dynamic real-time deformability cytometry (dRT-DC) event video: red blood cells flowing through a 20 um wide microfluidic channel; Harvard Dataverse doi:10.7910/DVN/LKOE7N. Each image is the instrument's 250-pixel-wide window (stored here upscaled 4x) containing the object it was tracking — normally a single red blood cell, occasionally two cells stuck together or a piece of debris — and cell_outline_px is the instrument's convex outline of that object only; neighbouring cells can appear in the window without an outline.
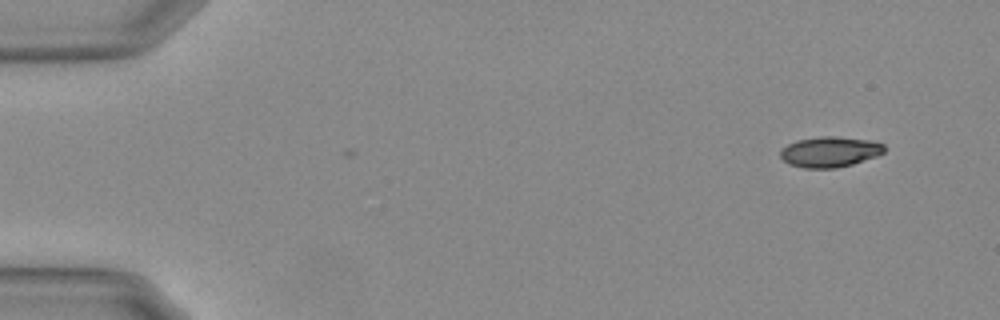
{"species": "Egyptian fruit bat (a non-hibernating species)", "species_latin": "Rousettus aegyptiacus", "temperature_condition": "warm", "stored_images_in_passage": 52, "camera_frame_rate_fps": 3000, "um_per_image_px": 0.085, "animal": {"sex": "female"}, "frame": {"image": 1, "passage_image": 1, "time_ms": 0.0, "image_size_px": [1000, 320], "cell_outline_px": [[884, 152], [876, 156], [852, 164], [836, 168], [804, 168], [788, 164], [780, 156], [780, 152], [788, 144], [800, 140], [820, 136], [832, 136], [868, 140], [884, 144]], "centroid_in_image_um": [70.53, 12.91], "position_along_channel_um": 14.5, "area_um2": 18.21}}
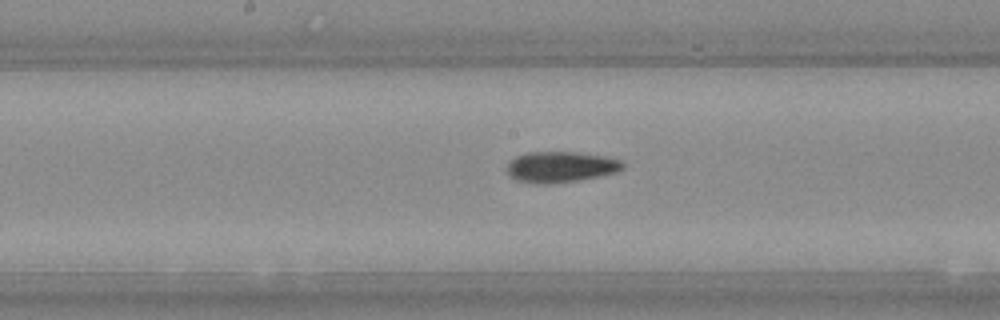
{"frame": {"image": 2, "passage_image": 26, "time_ms": 8.333, "image_size_px": [1000, 320], "cell_outline_px": [[624, 168], [616, 172], [576, 180], [548, 184], [532, 184], [516, 180], [508, 172], [508, 164], [516, 156], [528, 152], [576, 152], [604, 156], [620, 160], [624, 164]], "centroid_in_image_um": [47.64, 14.19], "position_along_channel_um": 200.6, "area_um2": 20.58}}
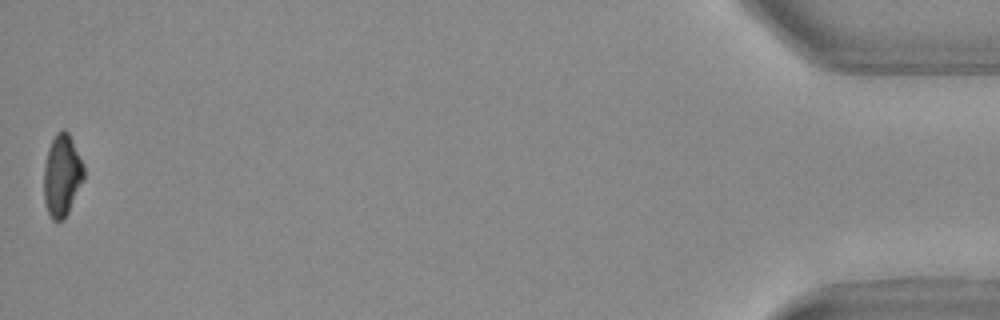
{"frame": {"image": 3, "passage_image": 52, "time_ms": 17.0, "image_size_px": [1000, 320], "cell_outline_px": [[84, 180], [68, 212], [60, 220], [52, 220], [48, 212], [44, 200], [44, 168], [48, 148], [56, 132], [64, 128], [68, 132], [84, 164]], "centroid_in_image_um": [5.27, 14.88], "position_along_channel_um": 429.9, "area_um2": 19.02}, "authors_computed_cell_mechanics": {"area_um2": 19.7098, "velocity_mm_per_s": 3.7155, "shape_relaxation_time_tau1_ms": 7.639, "shape_relaxation_time_tau2_ms": 2.3043, "deformation_change_tau1": 0.1958, "deformation_change_tau2": 0.0817}}